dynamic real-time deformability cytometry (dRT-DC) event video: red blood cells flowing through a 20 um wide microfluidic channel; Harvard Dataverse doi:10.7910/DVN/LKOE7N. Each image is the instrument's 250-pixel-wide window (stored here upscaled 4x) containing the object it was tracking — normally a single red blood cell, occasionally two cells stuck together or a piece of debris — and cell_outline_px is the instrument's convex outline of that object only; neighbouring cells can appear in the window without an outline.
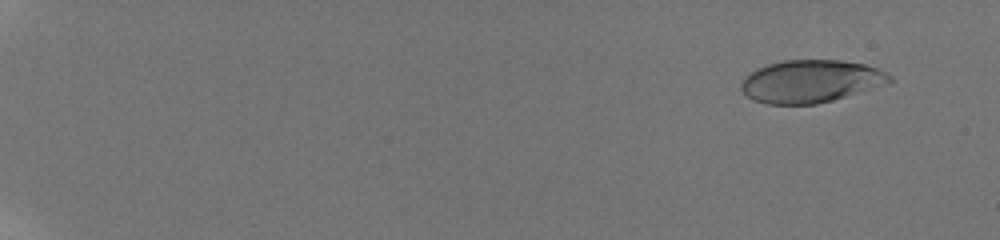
{"species": "human", "species_latin": "Homo sapiens", "temperature_condition": "room temperature", "stored_images_in_passage": 72, "camera_frame_rate_fps": 3000, "um_per_image_px": 0.085, "donor": {"sex": "male"}, "frame": {"image": 1, "passage_image": 7, "time_ms": 1.333, "image_size_px": [1000, 240], "cell_outline_px": [[892, 80], [872, 88], [860, 92], [832, 100], [816, 104], [764, 104], [752, 100], [740, 88], [740, 84], [744, 76], [756, 68], [768, 64], [784, 60], [840, 60], [864, 64], [876, 68], [892, 76]], "centroid_in_image_um": [68.84, 6.91], "position_along_channel_um": 16.2, "area_um2": 36.7}}
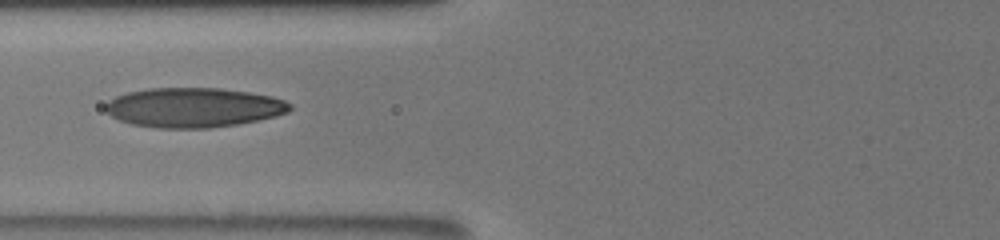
{"frame": {"image": 2, "passage_image": 37, "time_ms": 9.0, "image_size_px": [1000, 240], "cell_outline_px": [[292, 108], [288, 112], [276, 116], [260, 120], [236, 124], [208, 128], [156, 128], [132, 124], [120, 120], [112, 116], [104, 108], [104, 104], [108, 100], [116, 96], [128, 92], [148, 88], [220, 88], [248, 92], [272, 96], [284, 100], [292, 104]], "centroid_in_image_um": [16.46, 9.14], "position_along_channel_um": 109.3, "area_um2": 42.71}}
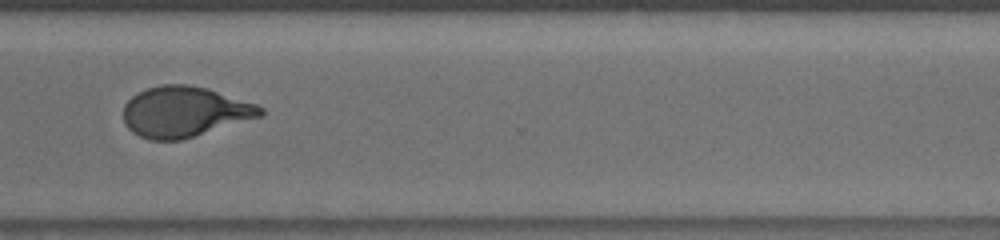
{"frame": {"image": 3, "passage_image": 58, "time_ms": 15.333, "image_size_px": [1000, 240], "cell_outline_px": [[264, 116], [180, 140], [148, 140], [132, 132], [124, 124], [124, 104], [132, 96], [148, 88], [160, 84], [188, 84], [208, 88], [256, 104], [264, 108]], "centroid_in_image_um": [15.69, 9.5], "position_along_channel_um": 354.9, "area_um2": 40.46}, "authors_computed_cell_mechanics": {"area_um2": 39.8531, "velocity_mm_per_s": 3.8842, "shape_relaxation_time_tau1_ms": 4.9431, "shape_relaxation_time_tau2_ms": 0.7927, "deformation_change_tau1": 0.2316, "deformation_change_tau2": 0.0741}}